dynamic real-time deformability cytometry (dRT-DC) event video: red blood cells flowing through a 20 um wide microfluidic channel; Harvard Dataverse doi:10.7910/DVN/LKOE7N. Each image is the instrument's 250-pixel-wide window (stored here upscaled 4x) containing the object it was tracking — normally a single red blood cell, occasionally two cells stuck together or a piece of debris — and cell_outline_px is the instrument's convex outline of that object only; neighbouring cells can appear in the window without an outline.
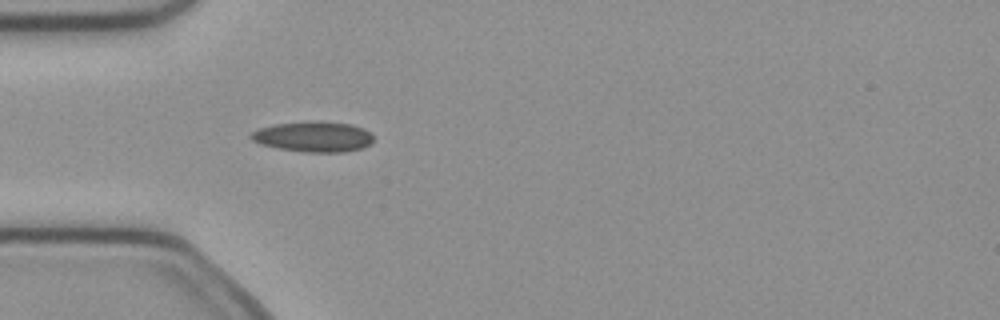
{"species": "common noctule bat (a hibernating species)", "species_latin": "Nyctalus noctula", "temperature_condition": "cold", "stored_images_in_passage": 36, "camera_frame_rate_fps": 3000, "um_per_image_px": 0.085, "animal": {"sex": "female", "body_mass_g": 21.9}, "frame": {"image": 1, "passage_image": 7, "time_ms": 2.0, "image_size_px": [1000, 320], "cell_outline_px": [[372, 144], [364, 148], [344, 152], [304, 152], [280, 148], [260, 144], [252, 140], [248, 136], [252, 132], [260, 128], [276, 124], [352, 124], [364, 128], [372, 136]], "centroid_in_image_um": [26.66, 11.68], "position_along_channel_um": 58.3, "area_um2": 20.75}}
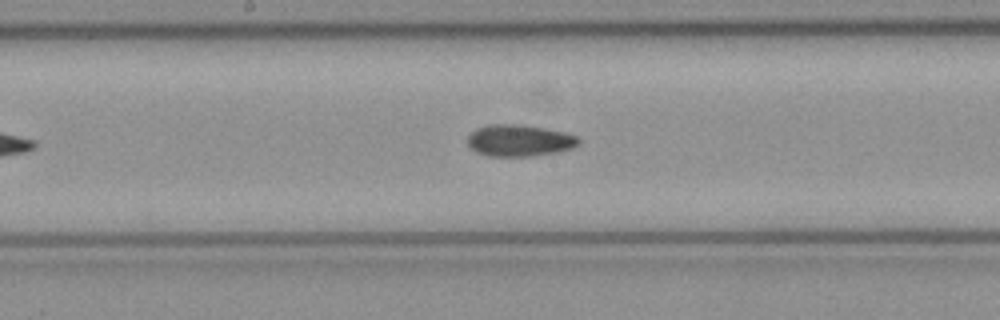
{"frame": {"image": 2, "passage_image": 18, "time_ms": 5.667, "image_size_px": [1000, 320], "cell_outline_px": [[580, 144], [572, 148], [556, 152], [536, 156], [488, 156], [476, 152], [468, 144], [468, 136], [476, 128], [492, 124], [516, 124], [544, 128], [564, 132], [576, 136], [580, 140]], "centroid_in_image_um": [44.15, 11.95], "position_along_channel_um": 204.0, "area_um2": 20.46}}
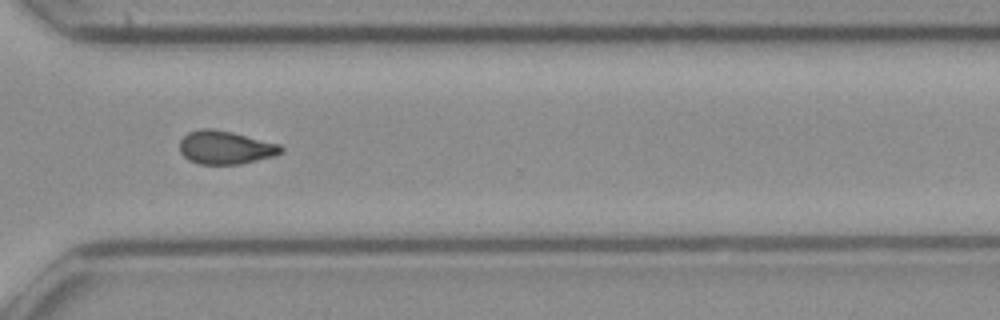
{"frame": {"image": 3, "passage_image": 29, "time_ms": 9.333, "image_size_px": [1000, 320], "cell_outline_px": [[284, 152], [272, 156], [240, 164], [200, 164], [188, 160], [180, 152], [180, 140], [188, 132], [200, 128], [212, 128], [232, 132], [280, 144], [284, 148]], "centroid_in_image_um": [19.15, 12.53], "position_along_channel_um": 351.5, "area_um2": 19.71}, "authors_computed_cell_mechanics": {"area_um2": 20.0566, "velocity_mm_per_s": 4.0282, "shape_relaxation_time_tau1_ms": null, "shape_relaxation_time_tau2_ms": 5.4137, "deformation_change_tau1": null, "deformation_change_tau2": 0.116}}